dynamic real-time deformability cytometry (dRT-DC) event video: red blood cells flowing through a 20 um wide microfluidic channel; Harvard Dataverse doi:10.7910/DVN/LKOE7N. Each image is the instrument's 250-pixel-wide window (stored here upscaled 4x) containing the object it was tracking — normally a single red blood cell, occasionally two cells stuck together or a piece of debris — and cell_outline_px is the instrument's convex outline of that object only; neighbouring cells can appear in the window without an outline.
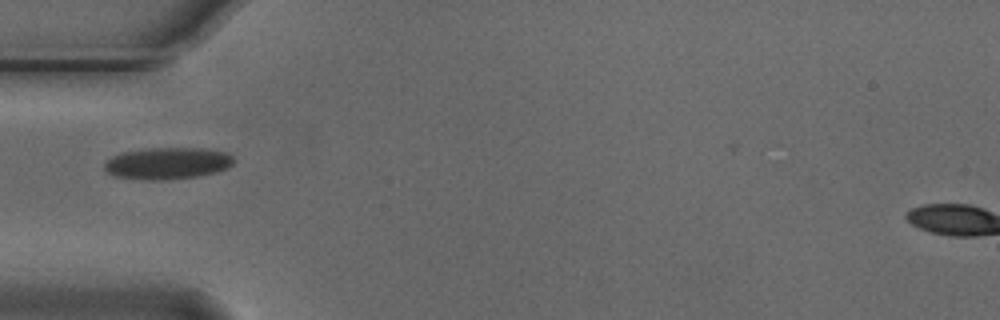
{"species": "Egyptian fruit bat (a non-hibernating species)", "species_latin": "Rousettus aegyptiacus", "temperature_condition": "cold", "stored_images_in_passage": 44, "camera_frame_rate_fps": 3000, "um_per_image_px": 0.085, "animal": {"sex": "male"}, "frame": {"image": 1, "passage_image": 9, "time_ms": 2.667, "image_size_px": [1000, 320], "cell_outline_px": [[232, 164], [228, 168], [216, 172], [196, 176], [168, 180], [144, 180], [112, 176], [104, 168], [104, 160], [112, 156], [124, 152], [144, 148], [204, 148], [228, 152], [232, 156]], "centroid_in_image_um": [14.2, 13.88], "position_along_channel_um": 70.8, "area_um2": 24.22}}
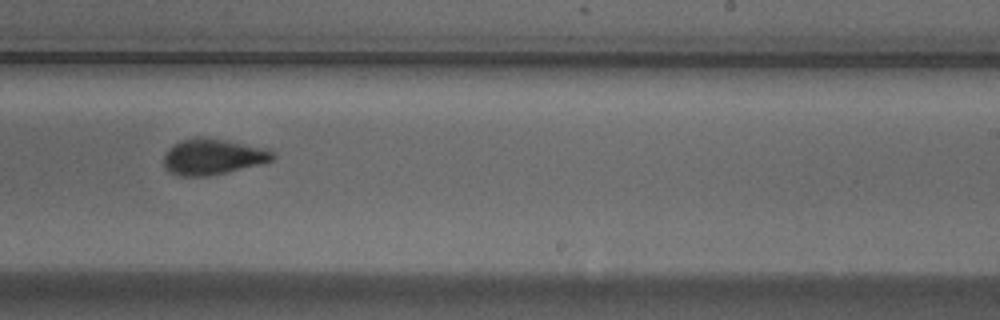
{"frame": {"image": 2, "passage_image": 25, "time_ms": 8.0, "image_size_px": [1000, 320], "cell_outline_px": [[276, 156], [272, 160], [260, 164], [208, 176], [180, 176], [168, 172], [164, 168], [164, 156], [168, 148], [172, 144], [180, 140], [196, 136], [204, 136], [268, 148], [276, 152]], "centroid_in_image_um": [18.07, 13.3], "position_along_channel_um": 270.9, "area_um2": 23.12}}
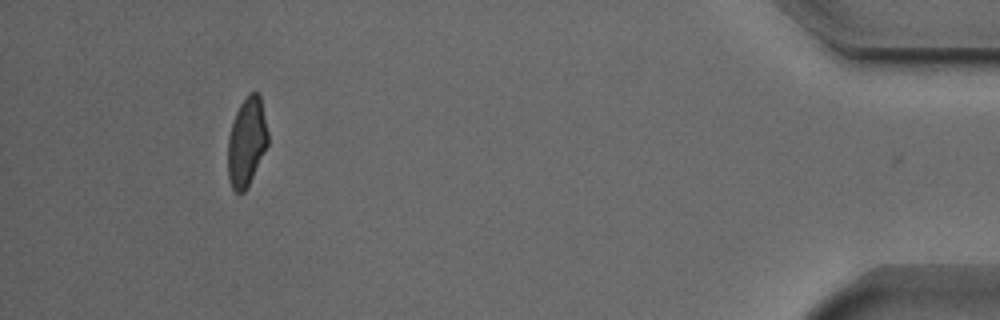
{"frame": {"image": 3, "passage_image": 42, "time_ms": 13.667, "image_size_px": [1000, 320], "cell_outline_px": [[268, 144], [244, 192], [236, 192], [232, 188], [228, 176], [228, 136], [236, 112], [240, 104], [248, 92], [256, 92], [260, 96], [268, 132]], "centroid_in_image_um": [20.96, 12.02], "position_along_channel_um": 414.2, "area_um2": 20.4}, "authors_computed_cell_mechanics": {"area_um2": 22.1085, "velocity_mm_per_s": 3.7516, "shape_relaxation_time_tau1_ms": 6.9573, "shape_relaxation_time_tau2_ms": 1.5432, "deformation_change_tau1": 0.1799, "deformation_change_tau2": 0.0692}}